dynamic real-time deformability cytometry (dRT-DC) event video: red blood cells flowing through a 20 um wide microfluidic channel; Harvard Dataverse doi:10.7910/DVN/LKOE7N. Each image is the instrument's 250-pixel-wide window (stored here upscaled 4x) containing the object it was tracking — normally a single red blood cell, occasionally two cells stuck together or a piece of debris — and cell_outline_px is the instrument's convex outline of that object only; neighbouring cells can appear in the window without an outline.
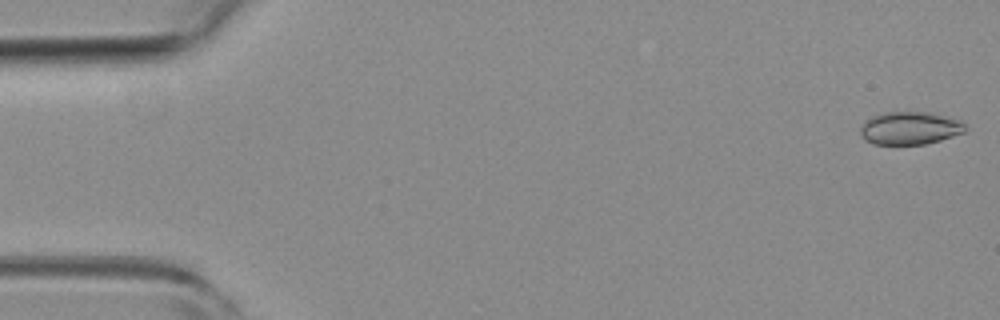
{"species": "common noctule bat (a hibernating species)", "species_latin": "Nyctalus noctula", "temperature_condition": "room temperature", "stored_images_in_passage": 51, "camera_frame_rate_fps": 3000, "um_per_image_px": 0.085, "animal": {"sex": "female", "body_mass_g": 19.3, "forearm_length_mm": 54.1}, "frame": {"image": 1, "passage_image": 1, "time_ms": 0.0, "image_size_px": [1000, 320], "cell_outline_px": [[968, 128], [964, 132], [940, 140], [924, 144], [872, 144], [860, 132], [860, 128], [872, 116], [880, 112], [928, 112], [960, 120]], "centroid_in_image_um": [77.37, 10.88], "position_along_channel_um": 7.6, "area_um2": 19.83}}
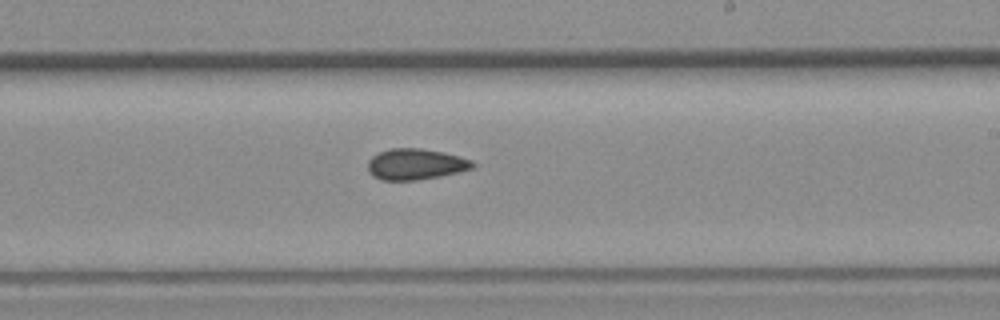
{"frame": {"image": 2, "passage_image": 30, "time_ms": 9.667, "image_size_px": [1000, 320], "cell_outline_px": [[476, 164], [472, 168], [460, 172], [440, 176], [416, 180], [380, 180], [372, 176], [368, 172], [368, 160], [372, 156], [380, 152], [392, 148], [420, 148], [444, 152], [472, 160]], "centroid_in_image_um": [35.32, 13.96], "position_along_channel_um": 253.7, "area_um2": 19.02}}
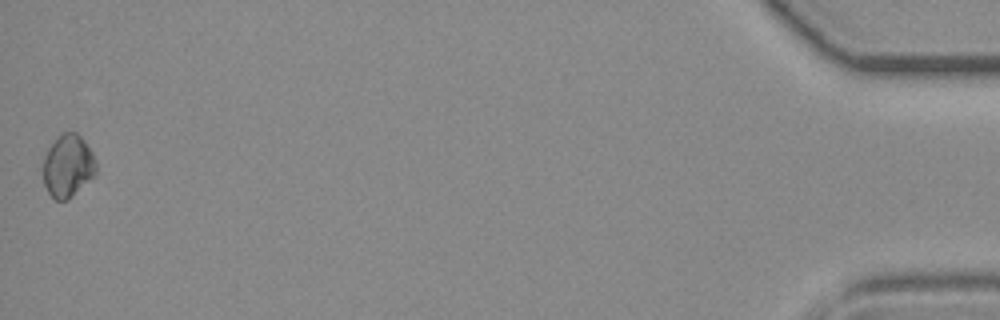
{"frame": {"image": 3, "passage_image": 51, "time_ms": 16.667, "image_size_px": [1000, 320], "cell_outline_px": [[96, 176], [68, 200], [56, 200], [48, 192], [44, 184], [44, 156], [48, 148], [56, 136], [64, 132], [76, 132], [84, 140], [92, 152], [96, 164]], "centroid_in_image_um": [5.79, 14.1], "position_along_channel_um": 429.4, "area_um2": 19.48}}